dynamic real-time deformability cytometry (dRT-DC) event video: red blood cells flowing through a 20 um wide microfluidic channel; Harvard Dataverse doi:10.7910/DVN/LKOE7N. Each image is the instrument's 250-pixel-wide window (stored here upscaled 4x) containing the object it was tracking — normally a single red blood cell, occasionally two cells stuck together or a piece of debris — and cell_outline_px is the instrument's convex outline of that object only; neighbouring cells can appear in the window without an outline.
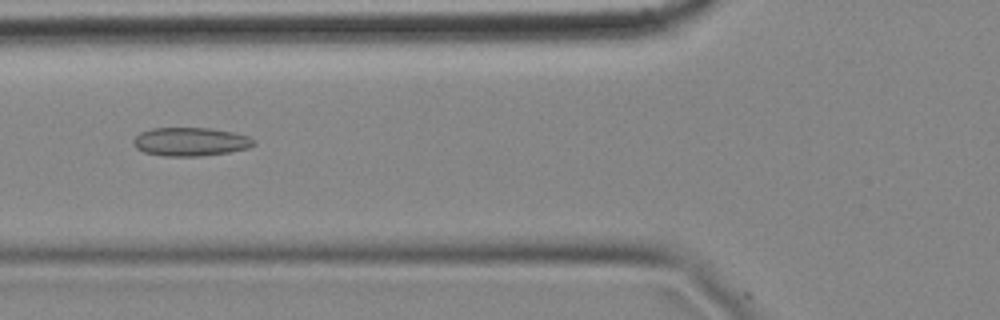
{"species": "common noctule bat (a hibernating species)", "species_latin": "Nyctalus noctula", "temperature_condition": "cold", "stored_images_in_passage": 7, "camera_frame_rate_fps": 3000, "um_per_image_px": 0.085, "animal": {"sex": "female", "body_mass_g": 18.4}, "frame": {"image": 1, "passage_image": 6, "time_ms": 1.667, "image_size_px": [1000, 320], "cell_outline_px": [[256, 144], [248, 148], [228, 152], [196, 156], [164, 156], [144, 152], [136, 148], [132, 140], [140, 132], [152, 128], [212, 128], [232, 132], [248, 136], [256, 140]], "centroid_in_image_um": [16.19, 12.04], "position_along_channel_um": 109.6, "area_um2": 20.0}}
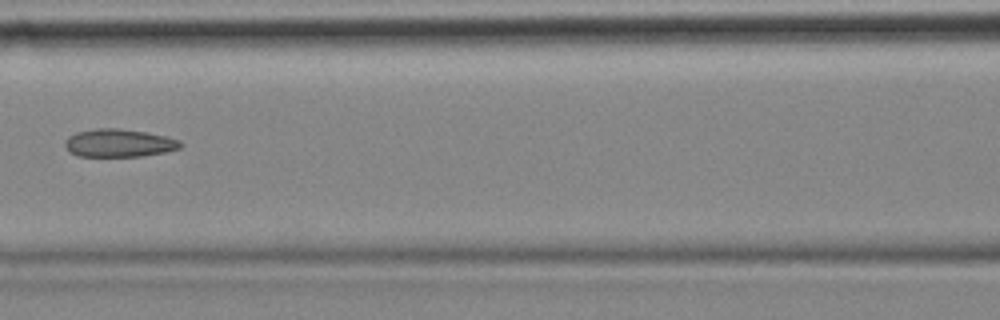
{"frame": {"image": 2, "passage_image": 7, "time_ms": 2.0, "image_size_px": [1000, 320], "cell_outline_px": [[184, 144], [180, 148], [164, 152], [144, 156], [76, 156], [68, 152], [64, 144], [64, 140], [68, 136], [76, 132], [96, 128], [116, 128], [148, 132], [180, 140]], "centroid_in_image_um": [10.08, 12.16], "position_along_channel_um": 156.5, "area_um2": 19.02}}